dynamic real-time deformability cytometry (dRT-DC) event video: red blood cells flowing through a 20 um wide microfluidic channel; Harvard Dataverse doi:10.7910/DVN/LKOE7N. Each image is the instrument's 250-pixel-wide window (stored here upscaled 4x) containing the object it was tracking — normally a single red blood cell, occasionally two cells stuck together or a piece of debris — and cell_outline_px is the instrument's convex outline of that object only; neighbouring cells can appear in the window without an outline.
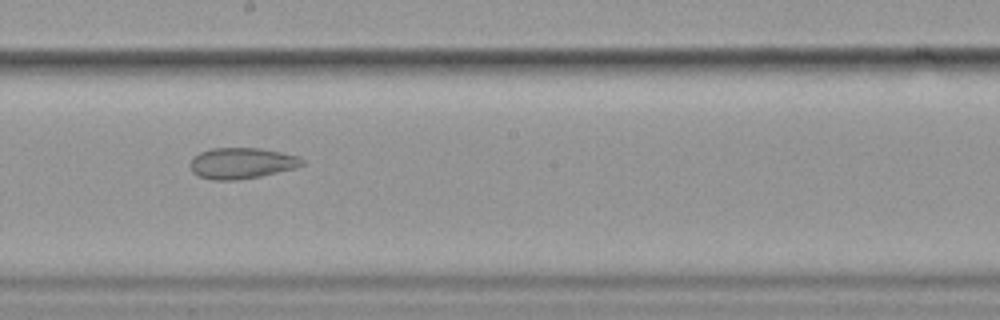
{"species": "common noctule bat (a hibernating species)", "species_latin": "Nyctalus noctula", "temperature_condition": "cold", "stored_images_in_passage": 15, "segment_of_instrument_passage": [1, 2], "camera_frame_rate_fps": 3000, "um_per_image_px": 0.085, "animal": {"sex": "female", "body_mass_g": 19.9}, "frame": {"image": 1, "passage_image": 9, "time_ms": 10.333, "image_size_px": [1000, 320], "cell_outline_px": [[304, 164], [296, 168], [260, 176], [236, 180], [212, 180], [200, 176], [192, 172], [192, 156], [200, 152], [212, 148], [260, 148], [300, 156], [304, 160]], "centroid_in_image_um": [20.57, 13.86], "position_along_channel_um": 227.6, "area_um2": 20.17}}